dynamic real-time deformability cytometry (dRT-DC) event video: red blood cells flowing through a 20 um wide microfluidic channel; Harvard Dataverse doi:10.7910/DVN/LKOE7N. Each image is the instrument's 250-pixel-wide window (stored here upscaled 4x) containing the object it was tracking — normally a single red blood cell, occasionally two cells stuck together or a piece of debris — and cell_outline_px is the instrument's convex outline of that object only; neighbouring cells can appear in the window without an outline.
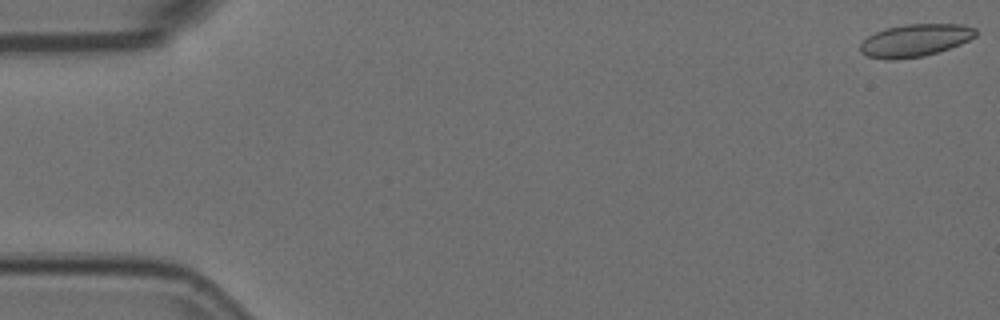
{"species": "Egyptian fruit bat (a non-hibernating species)", "species_latin": "Rousettus aegyptiacus", "temperature_condition": "room temperature", "stored_images_in_passage": 8, "camera_frame_rate_fps": 3000, "um_per_image_px": 0.085, "animal": {"sex": "female"}, "frame": {"image": 1, "passage_image": 1, "time_ms": 0.0, "image_size_px": [1000, 320], "cell_outline_px": [[976, 36], [960, 44], [924, 56], [888, 60], [868, 56], [860, 52], [860, 44], [868, 36], [876, 32], [888, 28], [908, 24], [964, 24], [976, 28]], "centroid_in_image_um": [77.79, 3.42], "position_along_channel_um": 7.2, "area_um2": 21.62}}
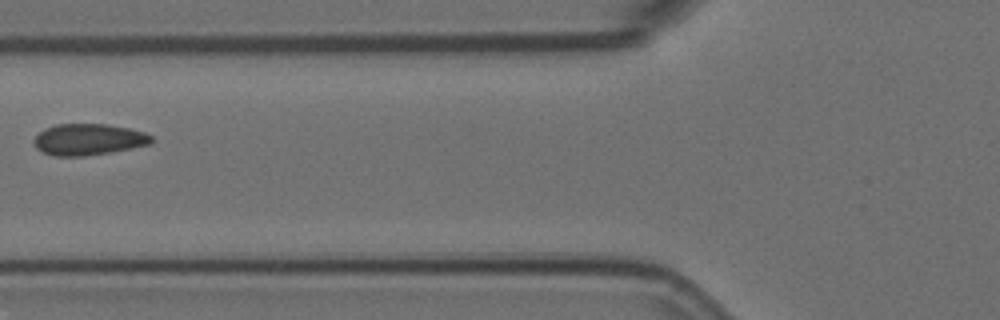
{"frame": {"image": 2, "passage_image": 7, "time_ms": 2.0, "image_size_px": [1000, 320], "cell_outline_px": [[156, 140], [152, 144], [132, 148], [84, 156], [56, 156], [44, 152], [36, 148], [32, 140], [44, 128], [56, 124], [104, 124], [128, 128], [144, 132], [152, 136]], "centroid_in_image_um": [7.54, 11.85], "position_along_channel_um": 118.3, "area_um2": 21.5}}
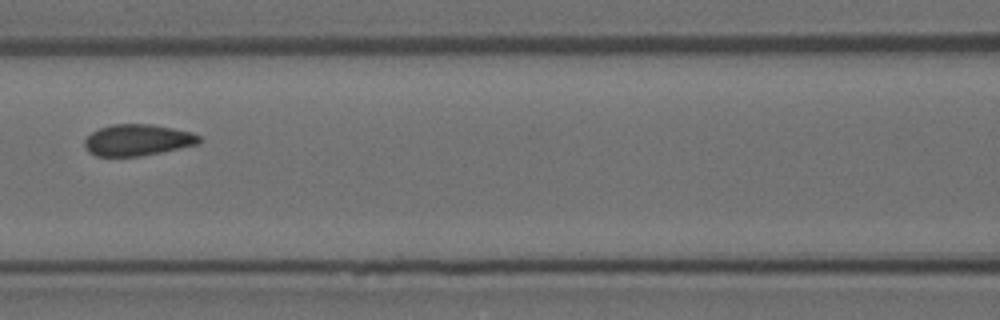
{"frame": {"image": 3, "passage_image": 8, "time_ms": 2.333, "image_size_px": [1000, 320], "cell_outline_px": [[200, 144], [140, 156], [96, 156], [88, 152], [84, 144], [84, 140], [92, 132], [100, 128], [112, 124], [152, 124], [192, 132], [200, 136]], "centroid_in_image_um": [11.69, 11.9], "position_along_channel_um": 154.9, "area_um2": 20.92}}